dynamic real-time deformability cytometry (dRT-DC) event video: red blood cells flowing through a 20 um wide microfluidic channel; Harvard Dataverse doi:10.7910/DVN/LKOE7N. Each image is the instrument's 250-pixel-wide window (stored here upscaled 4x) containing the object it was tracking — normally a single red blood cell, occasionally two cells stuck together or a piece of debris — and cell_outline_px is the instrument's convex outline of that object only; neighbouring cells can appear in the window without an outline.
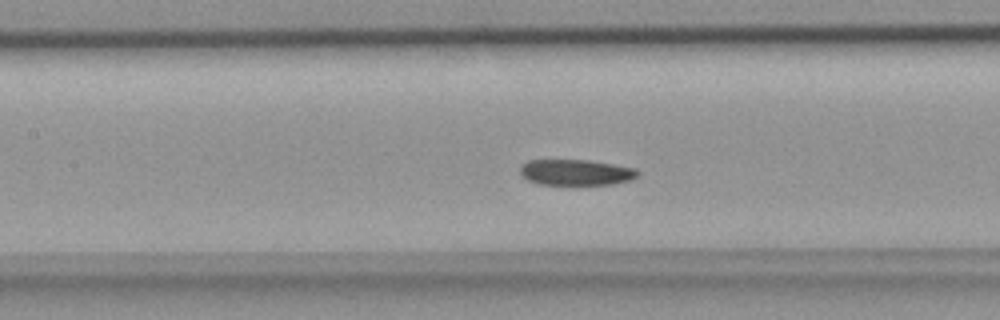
{"species": "common noctule bat (a hibernating species)", "species_latin": "Nyctalus noctula", "temperature_condition": "room temperature", "stored_images_in_passage": 36, "camera_frame_rate_fps": 3000, "um_per_image_px": 0.085, "animal": {"sex": "female", "body_mass_g": 18.4}, "frame": {"image": 1, "passage_image": 16, "time_ms": 5.0, "image_size_px": [1000, 320], "cell_outline_px": [[640, 172], [632, 180], [612, 184], [536, 184], [528, 180], [520, 172], [520, 168], [528, 160], [588, 160], [636, 168]], "centroid_in_image_um": [48.98, 14.65], "position_along_channel_um": 158.4, "area_um2": 17.57}}
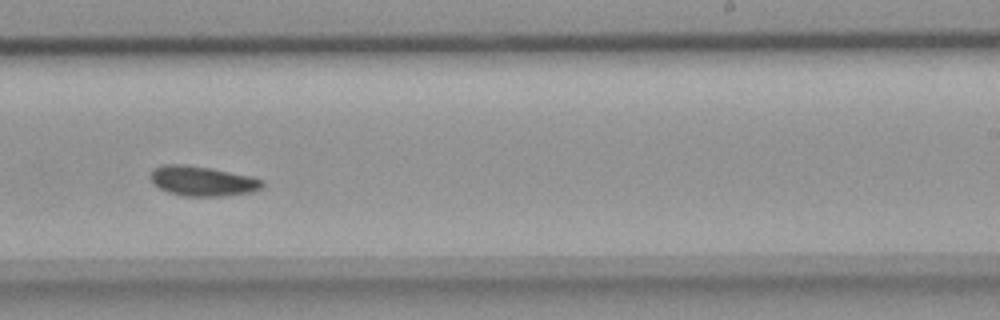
{"frame": {"image": 2, "passage_image": 24, "time_ms": 7.667, "image_size_px": [1000, 320], "cell_outline_px": [[264, 184], [260, 188], [252, 192], [224, 196], [180, 196], [168, 192], [160, 188], [152, 180], [152, 172], [156, 168], [164, 164], [184, 164], [212, 168], [248, 176], [264, 180]], "centroid_in_image_um": [17.23, 15.39], "position_along_channel_um": 271.8, "area_um2": 19.25}}
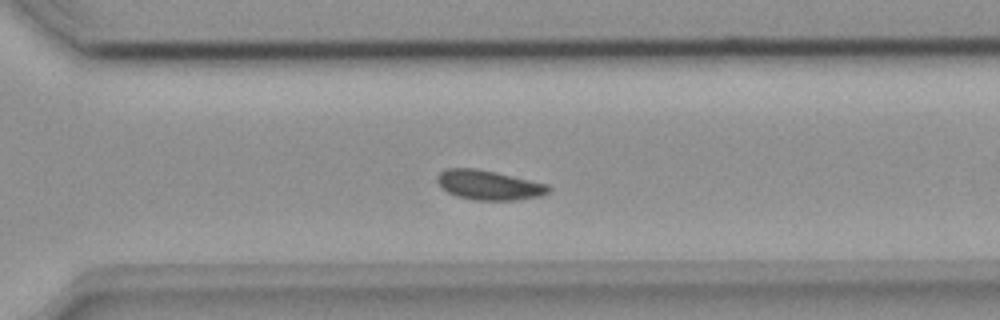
{"frame": {"image": 3, "passage_image": 28, "time_ms": 9.0, "image_size_px": [1000, 320], "cell_outline_px": [[552, 192], [540, 196], [516, 200], [472, 200], [456, 196], [440, 188], [436, 180], [436, 176], [444, 168], [476, 168], [548, 184], [552, 188]], "centroid_in_image_um": [41.53, 15.73], "position_along_channel_um": 329.1, "area_um2": 19.42}}